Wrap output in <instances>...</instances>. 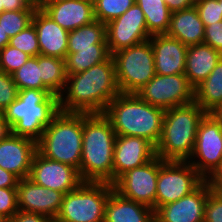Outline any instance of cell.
<instances>
[{
  "mask_svg": "<svg viewBox=\"0 0 222 222\" xmlns=\"http://www.w3.org/2000/svg\"><path fill=\"white\" fill-rule=\"evenodd\" d=\"M149 40L154 54L156 74L176 75L185 73L188 46L166 34L152 35Z\"/></svg>",
  "mask_w": 222,
  "mask_h": 222,
  "instance_id": "obj_19",
  "label": "cell"
},
{
  "mask_svg": "<svg viewBox=\"0 0 222 222\" xmlns=\"http://www.w3.org/2000/svg\"><path fill=\"white\" fill-rule=\"evenodd\" d=\"M60 112L59 97L49 90L23 89L3 111L4 119L12 127V134L40 140L45 128Z\"/></svg>",
  "mask_w": 222,
  "mask_h": 222,
  "instance_id": "obj_4",
  "label": "cell"
},
{
  "mask_svg": "<svg viewBox=\"0 0 222 222\" xmlns=\"http://www.w3.org/2000/svg\"><path fill=\"white\" fill-rule=\"evenodd\" d=\"M120 93L112 55L88 70L67 74L59 96V110L68 113H104L109 102Z\"/></svg>",
  "mask_w": 222,
  "mask_h": 222,
  "instance_id": "obj_1",
  "label": "cell"
},
{
  "mask_svg": "<svg viewBox=\"0 0 222 222\" xmlns=\"http://www.w3.org/2000/svg\"><path fill=\"white\" fill-rule=\"evenodd\" d=\"M194 6L204 27L222 21L221 3L218 0H200Z\"/></svg>",
  "mask_w": 222,
  "mask_h": 222,
  "instance_id": "obj_35",
  "label": "cell"
},
{
  "mask_svg": "<svg viewBox=\"0 0 222 222\" xmlns=\"http://www.w3.org/2000/svg\"><path fill=\"white\" fill-rule=\"evenodd\" d=\"M204 180L188 161H165L157 177L155 211L190 194Z\"/></svg>",
  "mask_w": 222,
  "mask_h": 222,
  "instance_id": "obj_10",
  "label": "cell"
},
{
  "mask_svg": "<svg viewBox=\"0 0 222 222\" xmlns=\"http://www.w3.org/2000/svg\"><path fill=\"white\" fill-rule=\"evenodd\" d=\"M36 151L37 143L34 140L11 134L0 141V167L19 180L28 178Z\"/></svg>",
  "mask_w": 222,
  "mask_h": 222,
  "instance_id": "obj_18",
  "label": "cell"
},
{
  "mask_svg": "<svg viewBox=\"0 0 222 222\" xmlns=\"http://www.w3.org/2000/svg\"><path fill=\"white\" fill-rule=\"evenodd\" d=\"M32 24L37 32L40 54L66 59L69 32L39 8L33 15Z\"/></svg>",
  "mask_w": 222,
  "mask_h": 222,
  "instance_id": "obj_21",
  "label": "cell"
},
{
  "mask_svg": "<svg viewBox=\"0 0 222 222\" xmlns=\"http://www.w3.org/2000/svg\"><path fill=\"white\" fill-rule=\"evenodd\" d=\"M195 102L206 112L222 106V58L209 76L195 87Z\"/></svg>",
  "mask_w": 222,
  "mask_h": 222,
  "instance_id": "obj_25",
  "label": "cell"
},
{
  "mask_svg": "<svg viewBox=\"0 0 222 222\" xmlns=\"http://www.w3.org/2000/svg\"><path fill=\"white\" fill-rule=\"evenodd\" d=\"M136 94L143 101L163 110L195 101V88L185 74H155Z\"/></svg>",
  "mask_w": 222,
  "mask_h": 222,
  "instance_id": "obj_11",
  "label": "cell"
},
{
  "mask_svg": "<svg viewBox=\"0 0 222 222\" xmlns=\"http://www.w3.org/2000/svg\"><path fill=\"white\" fill-rule=\"evenodd\" d=\"M3 11H16L23 9H37L30 0H1Z\"/></svg>",
  "mask_w": 222,
  "mask_h": 222,
  "instance_id": "obj_41",
  "label": "cell"
},
{
  "mask_svg": "<svg viewBox=\"0 0 222 222\" xmlns=\"http://www.w3.org/2000/svg\"><path fill=\"white\" fill-rule=\"evenodd\" d=\"M116 133L104 113H83V139L79 174L83 181L113 184Z\"/></svg>",
  "mask_w": 222,
  "mask_h": 222,
  "instance_id": "obj_2",
  "label": "cell"
},
{
  "mask_svg": "<svg viewBox=\"0 0 222 222\" xmlns=\"http://www.w3.org/2000/svg\"><path fill=\"white\" fill-rule=\"evenodd\" d=\"M164 162L156 156L145 165L127 171L113 183L114 190L121 196L149 206L155 211L157 177Z\"/></svg>",
  "mask_w": 222,
  "mask_h": 222,
  "instance_id": "obj_12",
  "label": "cell"
},
{
  "mask_svg": "<svg viewBox=\"0 0 222 222\" xmlns=\"http://www.w3.org/2000/svg\"><path fill=\"white\" fill-rule=\"evenodd\" d=\"M156 157V147L141 137L116 135L113 154V183L127 171Z\"/></svg>",
  "mask_w": 222,
  "mask_h": 222,
  "instance_id": "obj_16",
  "label": "cell"
},
{
  "mask_svg": "<svg viewBox=\"0 0 222 222\" xmlns=\"http://www.w3.org/2000/svg\"><path fill=\"white\" fill-rule=\"evenodd\" d=\"M188 162L208 180L222 163V125L213 113H206L198 128Z\"/></svg>",
  "mask_w": 222,
  "mask_h": 222,
  "instance_id": "obj_9",
  "label": "cell"
},
{
  "mask_svg": "<svg viewBox=\"0 0 222 222\" xmlns=\"http://www.w3.org/2000/svg\"><path fill=\"white\" fill-rule=\"evenodd\" d=\"M66 0H37V4H53L58 3Z\"/></svg>",
  "mask_w": 222,
  "mask_h": 222,
  "instance_id": "obj_48",
  "label": "cell"
},
{
  "mask_svg": "<svg viewBox=\"0 0 222 222\" xmlns=\"http://www.w3.org/2000/svg\"><path fill=\"white\" fill-rule=\"evenodd\" d=\"M28 178L37 185L63 194L77 189L84 182L76 168L50 160L38 151L33 156Z\"/></svg>",
  "mask_w": 222,
  "mask_h": 222,
  "instance_id": "obj_14",
  "label": "cell"
},
{
  "mask_svg": "<svg viewBox=\"0 0 222 222\" xmlns=\"http://www.w3.org/2000/svg\"><path fill=\"white\" fill-rule=\"evenodd\" d=\"M205 114L195 101L165 110L156 156L164 161H188L194 150L198 125Z\"/></svg>",
  "mask_w": 222,
  "mask_h": 222,
  "instance_id": "obj_5",
  "label": "cell"
},
{
  "mask_svg": "<svg viewBox=\"0 0 222 222\" xmlns=\"http://www.w3.org/2000/svg\"><path fill=\"white\" fill-rule=\"evenodd\" d=\"M18 210L17 188H0V216L7 222Z\"/></svg>",
  "mask_w": 222,
  "mask_h": 222,
  "instance_id": "obj_37",
  "label": "cell"
},
{
  "mask_svg": "<svg viewBox=\"0 0 222 222\" xmlns=\"http://www.w3.org/2000/svg\"><path fill=\"white\" fill-rule=\"evenodd\" d=\"M0 222H6V221L0 216Z\"/></svg>",
  "mask_w": 222,
  "mask_h": 222,
  "instance_id": "obj_52",
  "label": "cell"
},
{
  "mask_svg": "<svg viewBox=\"0 0 222 222\" xmlns=\"http://www.w3.org/2000/svg\"><path fill=\"white\" fill-rule=\"evenodd\" d=\"M35 11L36 9L3 11L0 14V26L11 38L32 24Z\"/></svg>",
  "mask_w": 222,
  "mask_h": 222,
  "instance_id": "obj_32",
  "label": "cell"
},
{
  "mask_svg": "<svg viewBox=\"0 0 222 222\" xmlns=\"http://www.w3.org/2000/svg\"><path fill=\"white\" fill-rule=\"evenodd\" d=\"M214 116L220 121L222 125V106L218 107L214 112Z\"/></svg>",
  "mask_w": 222,
  "mask_h": 222,
  "instance_id": "obj_47",
  "label": "cell"
},
{
  "mask_svg": "<svg viewBox=\"0 0 222 222\" xmlns=\"http://www.w3.org/2000/svg\"><path fill=\"white\" fill-rule=\"evenodd\" d=\"M142 9L147 30L151 35L166 34L170 25L171 11L165 0H135Z\"/></svg>",
  "mask_w": 222,
  "mask_h": 222,
  "instance_id": "obj_29",
  "label": "cell"
},
{
  "mask_svg": "<svg viewBox=\"0 0 222 222\" xmlns=\"http://www.w3.org/2000/svg\"><path fill=\"white\" fill-rule=\"evenodd\" d=\"M211 190L208 180H204L190 194L160 206L155 211V222H204L205 203Z\"/></svg>",
  "mask_w": 222,
  "mask_h": 222,
  "instance_id": "obj_15",
  "label": "cell"
},
{
  "mask_svg": "<svg viewBox=\"0 0 222 222\" xmlns=\"http://www.w3.org/2000/svg\"><path fill=\"white\" fill-rule=\"evenodd\" d=\"M10 38L4 31L2 26H0V50H2L6 45L9 44Z\"/></svg>",
  "mask_w": 222,
  "mask_h": 222,
  "instance_id": "obj_46",
  "label": "cell"
},
{
  "mask_svg": "<svg viewBox=\"0 0 222 222\" xmlns=\"http://www.w3.org/2000/svg\"><path fill=\"white\" fill-rule=\"evenodd\" d=\"M9 45L27 53L31 57L40 54L37 32L33 24L11 37Z\"/></svg>",
  "mask_w": 222,
  "mask_h": 222,
  "instance_id": "obj_33",
  "label": "cell"
},
{
  "mask_svg": "<svg viewBox=\"0 0 222 222\" xmlns=\"http://www.w3.org/2000/svg\"><path fill=\"white\" fill-rule=\"evenodd\" d=\"M135 0H93L95 20L104 24L124 14Z\"/></svg>",
  "mask_w": 222,
  "mask_h": 222,
  "instance_id": "obj_31",
  "label": "cell"
},
{
  "mask_svg": "<svg viewBox=\"0 0 222 222\" xmlns=\"http://www.w3.org/2000/svg\"><path fill=\"white\" fill-rule=\"evenodd\" d=\"M83 139V113L59 112L37 142L44 157L80 169Z\"/></svg>",
  "mask_w": 222,
  "mask_h": 222,
  "instance_id": "obj_6",
  "label": "cell"
},
{
  "mask_svg": "<svg viewBox=\"0 0 222 222\" xmlns=\"http://www.w3.org/2000/svg\"><path fill=\"white\" fill-rule=\"evenodd\" d=\"M12 75L0 70V110L4 111L18 96Z\"/></svg>",
  "mask_w": 222,
  "mask_h": 222,
  "instance_id": "obj_36",
  "label": "cell"
},
{
  "mask_svg": "<svg viewBox=\"0 0 222 222\" xmlns=\"http://www.w3.org/2000/svg\"><path fill=\"white\" fill-rule=\"evenodd\" d=\"M7 222H55L43 214L18 210Z\"/></svg>",
  "mask_w": 222,
  "mask_h": 222,
  "instance_id": "obj_40",
  "label": "cell"
},
{
  "mask_svg": "<svg viewBox=\"0 0 222 222\" xmlns=\"http://www.w3.org/2000/svg\"><path fill=\"white\" fill-rule=\"evenodd\" d=\"M204 24L197 9L192 6L188 9L171 12L169 29L166 35L178 39L186 46L203 43Z\"/></svg>",
  "mask_w": 222,
  "mask_h": 222,
  "instance_id": "obj_23",
  "label": "cell"
},
{
  "mask_svg": "<svg viewBox=\"0 0 222 222\" xmlns=\"http://www.w3.org/2000/svg\"><path fill=\"white\" fill-rule=\"evenodd\" d=\"M64 194L37 185L30 178H23L17 184L18 209L39 213L55 219L61 209Z\"/></svg>",
  "mask_w": 222,
  "mask_h": 222,
  "instance_id": "obj_17",
  "label": "cell"
},
{
  "mask_svg": "<svg viewBox=\"0 0 222 222\" xmlns=\"http://www.w3.org/2000/svg\"><path fill=\"white\" fill-rule=\"evenodd\" d=\"M3 12V5H2V1L0 0V14Z\"/></svg>",
  "mask_w": 222,
  "mask_h": 222,
  "instance_id": "obj_50",
  "label": "cell"
},
{
  "mask_svg": "<svg viewBox=\"0 0 222 222\" xmlns=\"http://www.w3.org/2000/svg\"><path fill=\"white\" fill-rule=\"evenodd\" d=\"M120 93H137L155 76L154 54L150 40L112 54Z\"/></svg>",
  "mask_w": 222,
  "mask_h": 222,
  "instance_id": "obj_8",
  "label": "cell"
},
{
  "mask_svg": "<svg viewBox=\"0 0 222 222\" xmlns=\"http://www.w3.org/2000/svg\"><path fill=\"white\" fill-rule=\"evenodd\" d=\"M167 2V6L171 12L188 9L194 6V2L192 0H165Z\"/></svg>",
  "mask_w": 222,
  "mask_h": 222,
  "instance_id": "obj_43",
  "label": "cell"
},
{
  "mask_svg": "<svg viewBox=\"0 0 222 222\" xmlns=\"http://www.w3.org/2000/svg\"><path fill=\"white\" fill-rule=\"evenodd\" d=\"M104 222H155L153 208L111 191L105 207Z\"/></svg>",
  "mask_w": 222,
  "mask_h": 222,
  "instance_id": "obj_22",
  "label": "cell"
},
{
  "mask_svg": "<svg viewBox=\"0 0 222 222\" xmlns=\"http://www.w3.org/2000/svg\"><path fill=\"white\" fill-rule=\"evenodd\" d=\"M94 44H107L106 24L97 20L69 32L67 53L94 48Z\"/></svg>",
  "mask_w": 222,
  "mask_h": 222,
  "instance_id": "obj_28",
  "label": "cell"
},
{
  "mask_svg": "<svg viewBox=\"0 0 222 222\" xmlns=\"http://www.w3.org/2000/svg\"><path fill=\"white\" fill-rule=\"evenodd\" d=\"M210 185H222V163L214 174L208 179Z\"/></svg>",
  "mask_w": 222,
  "mask_h": 222,
  "instance_id": "obj_45",
  "label": "cell"
},
{
  "mask_svg": "<svg viewBox=\"0 0 222 222\" xmlns=\"http://www.w3.org/2000/svg\"><path fill=\"white\" fill-rule=\"evenodd\" d=\"M18 90L38 89L48 90L40 77V67L38 66V56L30 57L18 70L12 74Z\"/></svg>",
  "mask_w": 222,
  "mask_h": 222,
  "instance_id": "obj_30",
  "label": "cell"
},
{
  "mask_svg": "<svg viewBox=\"0 0 222 222\" xmlns=\"http://www.w3.org/2000/svg\"><path fill=\"white\" fill-rule=\"evenodd\" d=\"M19 179L0 167V188H17Z\"/></svg>",
  "mask_w": 222,
  "mask_h": 222,
  "instance_id": "obj_42",
  "label": "cell"
},
{
  "mask_svg": "<svg viewBox=\"0 0 222 222\" xmlns=\"http://www.w3.org/2000/svg\"><path fill=\"white\" fill-rule=\"evenodd\" d=\"M33 4H37V0H30Z\"/></svg>",
  "mask_w": 222,
  "mask_h": 222,
  "instance_id": "obj_51",
  "label": "cell"
},
{
  "mask_svg": "<svg viewBox=\"0 0 222 222\" xmlns=\"http://www.w3.org/2000/svg\"><path fill=\"white\" fill-rule=\"evenodd\" d=\"M219 195L222 196V185H210Z\"/></svg>",
  "mask_w": 222,
  "mask_h": 222,
  "instance_id": "obj_49",
  "label": "cell"
},
{
  "mask_svg": "<svg viewBox=\"0 0 222 222\" xmlns=\"http://www.w3.org/2000/svg\"><path fill=\"white\" fill-rule=\"evenodd\" d=\"M113 184L84 181L64 194L55 222H104L105 207Z\"/></svg>",
  "mask_w": 222,
  "mask_h": 222,
  "instance_id": "obj_7",
  "label": "cell"
},
{
  "mask_svg": "<svg viewBox=\"0 0 222 222\" xmlns=\"http://www.w3.org/2000/svg\"><path fill=\"white\" fill-rule=\"evenodd\" d=\"M110 56L107 44H94V48L77 49L75 53H67L66 73L77 74L86 71L93 65L107 60Z\"/></svg>",
  "mask_w": 222,
  "mask_h": 222,
  "instance_id": "obj_27",
  "label": "cell"
},
{
  "mask_svg": "<svg viewBox=\"0 0 222 222\" xmlns=\"http://www.w3.org/2000/svg\"><path fill=\"white\" fill-rule=\"evenodd\" d=\"M142 9L134 3L124 14L106 24L110 54L150 39Z\"/></svg>",
  "mask_w": 222,
  "mask_h": 222,
  "instance_id": "obj_13",
  "label": "cell"
},
{
  "mask_svg": "<svg viewBox=\"0 0 222 222\" xmlns=\"http://www.w3.org/2000/svg\"><path fill=\"white\" fill-rule=\"evenodd\" d=\"M12 134V127L4 119L3 111L0 110V141L8 138Z\"/></svg>",
  "mask_w": 222,
  "mask_h": 222,
  "instance_id": "obj_44",
  "label": "cell"
},
{
  "mask_svg": "<svg viewBox=\"0 0 222 222\" xmlns=\"http://www.w3.org/2000/svg\"><path fill=\"white\" fill-rule=\"evenodd\" d=\"M203 43L222 54V21L205 26Z\"/></svg>",
  "mask_w": 222,
  "mask_h": 222,
  "instance_id": "obj_39",
  "label": "cell"
},
{
  "mask_svg": "<svg viewBox=\"0 0 222 222\" xmlns=\"http://www.w3.org/2000/svg\"><path fill=\"white\" fill-rule=\"evenodd\" d=\"M68 32L95 20L93 0H66L53 4H36Z\"/></svg>",
  "mask_w": 222,
  "mask_h": 222,
  "instance_id": "obj_20",
  "label": "cell"
},
{
  "mask_svg": "<svg viewBox=\"0 0 222 222\" xmlns=\"http://www.w3.org/2000/svg\"><path fill=\"white\" fill-rule=\"evenodd\" d=\"M38 66L43 85L59 97L64 91L67 80L65 59L39 54Z\"/></svg>",
  "mask_w": 222,
  "mask_h": 222,
  "instance_id": "obj_26",
  "label": "cell"
},
{
  "mask_svg": "<svg viewBox=\"0 0 222 222\" xmlns=\"http://www.w3.org/2000/svg\"><path fill=\"white\" fill-rule=\"evenodd\" d=\"M104 114L116 135L141 137L155 147L159 143L165 110L143 101L136 93H119Z\"/></svg>",
  "mask_w": 222,
  "mask_h": 222,
  "instance_id": "obj_3",
  "label": "cell"
},
{
  "mask_svg": "<svg viewBox=\"0 0 222 222\" xmlns=\"http://www.w3.org/2000/svg\"><path fill=\"white\" fill-rule=\"evenodd\" d=\"M204 222H222V196L213 189L205 203Z\"/></svg>",
  "mask_w": 222,
  "mask_h": 222,
  "instance_id": "obj_38",
  "label": "cell"
},
{
  "mask_svg": "<svg viewBox=\"0 0 222 222\" xmlns=\"http://www.w3.org/2000/svg\"><path fill=\"white\" fill-rule=\"evenodd\" d=\"M30 57L27 53L8 44L0 50V70L11 75L25 64Z\"/></svg>",
  "mask_w": 222,
  "mask_h": 222,
  "instance_id": "obj_34",
  "label": "cell"
},
{
  "mask_svg": "<svg viewBox=\"0 0 222 222\" xmlns=\"http://www.w3.org/2000/svg\"><path fill=\"white\" fill-rule=\"evenodd\" d=\"M222 54L211 46L201 43L188 46L185 76L195 88L212 72Z\"/></svg>",
  "mask_w": 222,
  "mask_h": 222,
  "instance_id": "obj_24",
  "label": "cell"
}]
</instances>
